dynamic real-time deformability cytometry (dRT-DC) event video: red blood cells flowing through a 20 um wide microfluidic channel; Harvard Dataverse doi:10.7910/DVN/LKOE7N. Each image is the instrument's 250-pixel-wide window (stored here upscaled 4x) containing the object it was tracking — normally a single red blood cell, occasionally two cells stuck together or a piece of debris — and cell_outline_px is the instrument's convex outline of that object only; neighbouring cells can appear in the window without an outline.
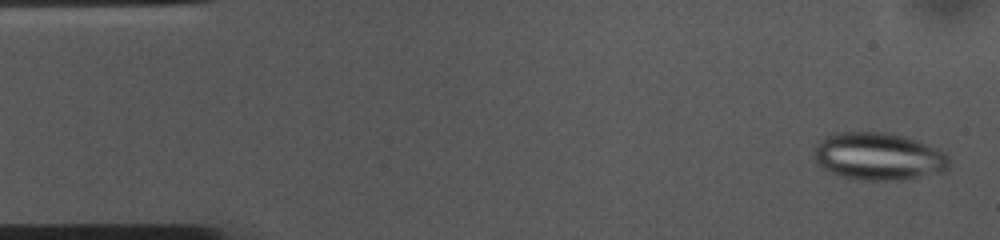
{"species": "common noctule bat (a hibernating species)", "species_latin": "Nyctalus noctula", "temperature_condition": "cold", "stored_images_in_passage": 53, "camera_frame_rate_fps": 3000, "um_per_image_px": 0.085, "animal": {"sex": "female", "body_mass_g": 10.0, "forearm_length_mm": 53.1}, "frame": {"image": 1, "passage_image": 2, "time_ms": 0.333, "image_size_px": [1000, 240], "cell_outline_px": [[948, 168], [940, 172], [900, 180], [860, 180], [828, 172], [812, 156], [816, 144], [824, 136], [836, 132], [884, 132], [904, 136], [916, 140], [936, 148], [944, 152], [948, 156]], "centroid_in_image_um": [74.63, 13.28], "position_along_channel_um": 10.4, "area_um2": 37.28}}
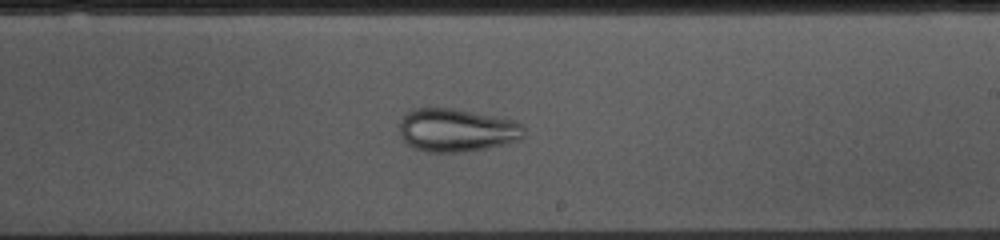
{"frame": {"image": 2, "passage_image": 30, "time_ms": 9.667, "image_size_px": [1000, 240], "cell_outline_px": [[524, 136], [520, 140], [504, 144], [484, 148], [460, 152], [428, 152], [416, 148], [408, 144], [400, 136], [400, 120], [404, 112], [412, 108], [452, 108], [512, 120], [524, 124]], "centroid_in_image_um": [38.79, 11.05], "position_along_channel_um": 250.2, "area_um2": 31.27}}
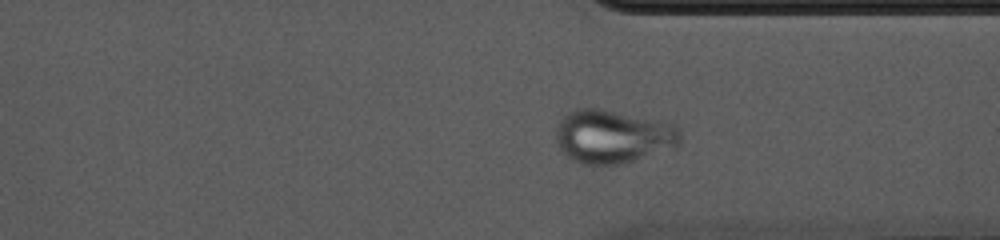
{"frame": {"image": 3, "passage_image": 39, "time_ms": 12.667, "image_size_px": [1000, 240], "cell_outline_px": [[680, 140], [676, 144], [632, 160], [620, 164], [584, 164], [572, 160], [556, 144], [556, 124], [568, 112], [576, 108], [600, 108], [672, 124], [680, 128]], "centroid_in_image_um": [51.99, 11.58], "position_along_channel_um": 359.4, "area_um2": 37.8}}